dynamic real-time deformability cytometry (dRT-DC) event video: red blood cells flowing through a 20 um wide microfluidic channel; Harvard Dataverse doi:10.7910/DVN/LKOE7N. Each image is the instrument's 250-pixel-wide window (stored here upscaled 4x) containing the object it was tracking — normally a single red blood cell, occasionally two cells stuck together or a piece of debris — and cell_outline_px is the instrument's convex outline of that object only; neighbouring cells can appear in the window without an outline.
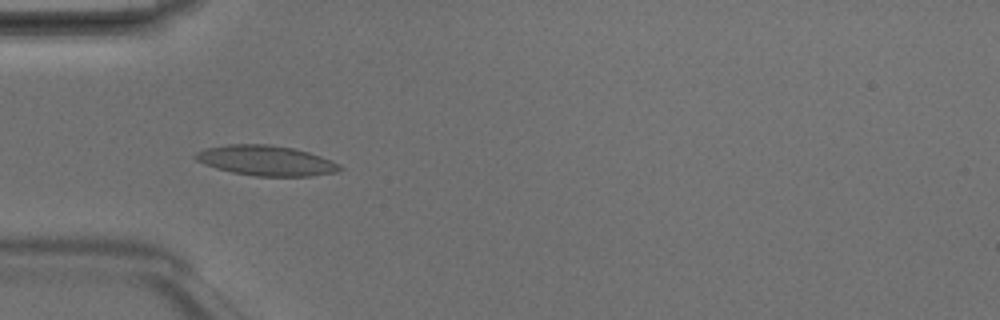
{"species": "Egyptian fruit bat (a non-hibernating species)", "species_latin": "Rousettus aegyptiacus", "temperature_condition": "room temperature", "stored_images_in_passage": 7, "camera_frame_rate_fps": 3000, "um_per_image_px": 0.085, "animal": {"sex": "male"}, "frame": {"image": 1, "passage_image": 4, "time_ms": 1.0, "image_size_px": [1000, 320], "cell_outline_px": [[344, 168], [336, 172], [312, 176], [256, 176], [232, 172], [216, 168], [204, 164], [196, 160], [192, 156], [196, 152], [208, 148], [228, 144], [268, 144], [292, 148], [308, 152], [332, 160], [340, 164]], "centroid_in_image_um": [22.62, 13.65], "position_along_channel_um": 62.4, "area_um2": 25.32}}